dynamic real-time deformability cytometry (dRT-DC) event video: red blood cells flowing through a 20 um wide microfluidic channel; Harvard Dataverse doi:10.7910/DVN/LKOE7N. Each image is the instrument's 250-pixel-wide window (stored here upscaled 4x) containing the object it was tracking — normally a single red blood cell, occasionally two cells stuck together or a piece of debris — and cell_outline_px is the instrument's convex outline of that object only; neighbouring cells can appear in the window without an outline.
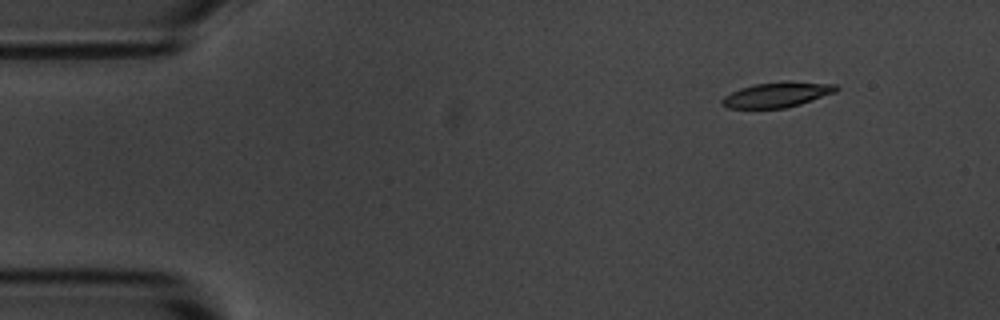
{"species": "common noctule bat (a hibernating species)", "species_latin": "Nyctalus noctula", "temperature_condition": "room temperature", "stored_images_in_passage": 4, "camera_frame_rate_fps": 3000, "um_per_image_px": 0.085, "animal": {"sex": "male", "body_mass_g": 20.1, "forearm_length_mm": 53.5}, "frame": {"image": 1, "passage_image": 1, "time_ms": 0.0, "image_size_px": [1000, 320], "cell_outline_px": [[840, 88], [836, 92], [800, 104], [784, 108], [728, 108], [720, 104], [720, 100], [724, 96], [740, 88], [756, 84], [784, 80], [788, 80], [836, 84]], "centroid_in_image_um": [66.07, 8.03], "position_along_channel_um": 18.9, "area_um2": 16.94}}
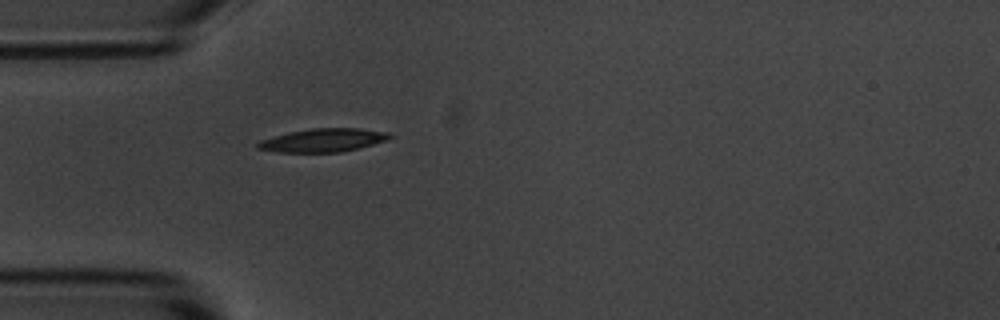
{"frame": {"image": 2, "passage_image": 4, "time_ms": 3.333, "image_size_px": [1000, 320], "cell_outline_px": [[396, 136], [388, 140], [340, 152], [280, 152], [256, 148], [256, 144], [260, 140], [288, 132], [312, 128], [360, 128], [388, 132]], "centroid_in_image_um": [27.49, 11.91], "position_along_channel_um": 57.5, "area_um2": 17.92}}